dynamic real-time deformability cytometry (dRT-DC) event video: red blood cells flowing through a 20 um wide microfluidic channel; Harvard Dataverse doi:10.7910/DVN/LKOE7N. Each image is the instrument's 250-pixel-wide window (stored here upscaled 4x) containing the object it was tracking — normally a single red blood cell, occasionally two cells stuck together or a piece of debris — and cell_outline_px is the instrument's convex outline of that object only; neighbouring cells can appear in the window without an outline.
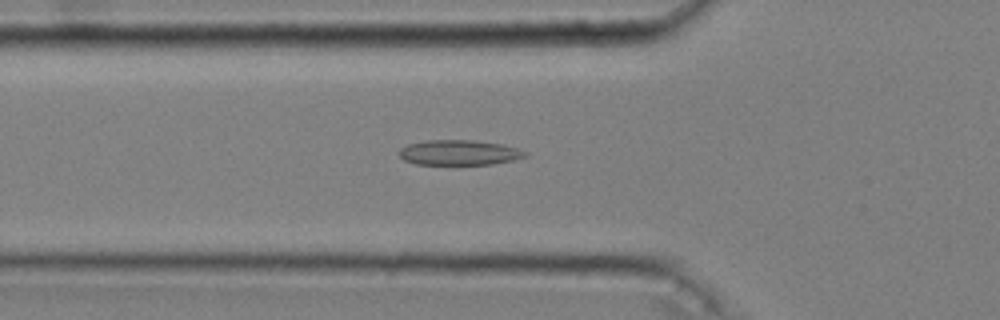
{"species": "common noctule bat (a hibernating species)", "species_latin": "Nyctalus noctula", "temperature_condition": "cold", "stored_images_in_passage": 47, "camera_frame_rate_fps": 3000, "um_per_image_px": 0.085, "animal": {"sex": "male", "body_mass_g": 20.4}, "frame": {"image": 1, "passage_image": 18, "time_ms": 5.667, "image_size_px": [1000, 320], "cell_outline_px": [[528, 156], [512, 160], [492, 164], [416, 164], [404, 160], [400, 156], [400, 148], [408, 144], [428, 140], [472, 140], [500, 144], [516, 148], [528, 152]], "centroid_in_image_um": [39.03, 12.97], "position_along_channel_um": 86.8, "area_um2": 18.26}}
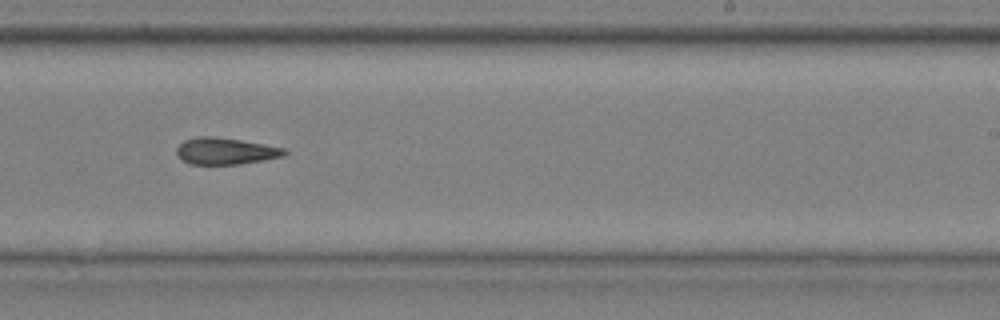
{"frame": {"image": 2, "passage_image": 33, "time_ms": 10.667, "image_size_px": [1000, 320], "cell_outline_px": [[288, 152], [284, 156], [264, 160], [240, 164], [188, 164], [176, 152], [176, 148], [184, 140], [196, 136], [212, 136], [240, 140], [264, 144], [284, 148]], "centroid_in_image_um": [19.17, 12.84], "position_along_channel_um": 269.8, "area_um2": 16.7}}
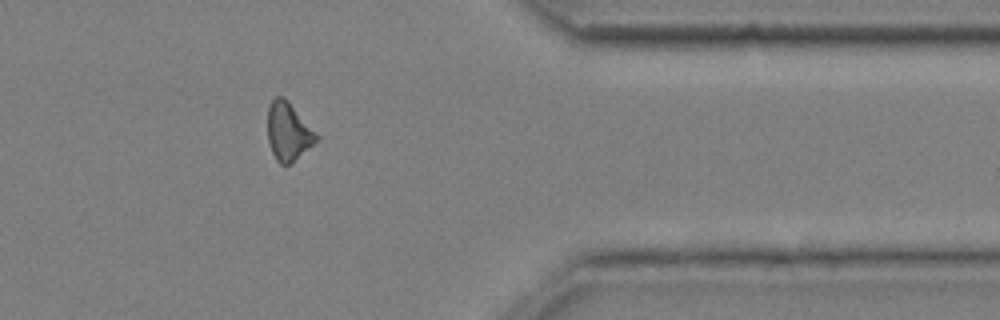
{"frame": {"image": 3, "passage_image": 44, "time_ms": 14.333, "image_size_px": [1000, 320], "cell_outline_px": [[320, 136], [312, 144], [288, 164], [280, 164], [276, 160], [272, 152], [268, 140], [268, 108], [272, 100], [276, 96], [284, 96], [288, 100]], "centroid_in_image_um": [24.49, 11.13], "position_along_channel_um": 386.9, "area_um2": 16.18}}